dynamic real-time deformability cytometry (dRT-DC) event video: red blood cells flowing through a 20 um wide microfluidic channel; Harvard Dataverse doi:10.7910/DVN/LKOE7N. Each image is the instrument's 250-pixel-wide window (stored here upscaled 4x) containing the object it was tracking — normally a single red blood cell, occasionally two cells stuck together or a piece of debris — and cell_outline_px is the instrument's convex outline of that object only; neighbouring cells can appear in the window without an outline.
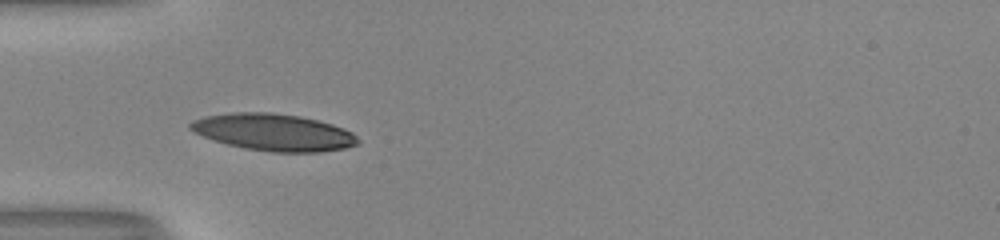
{"species": "human", "species_latin": "Homo sapiens", "temperature_condition": "room temperature", "stored_images_in_passage": 36, "camera_frame_rate_fps": 3000, "um_per_image_px": 0.085, "donor": {"sex": "male"}, "frame": {"image": 1, "passage_image": 1, "time_ms": 0.0, "image_size_px": [1000, 240], "cell_outline_px": [[360, 144], [344, 148], [320, 152], [272, 152], [244, 148], [228, 144], [192, 132], [188, 128], [188, 124], [192, 120], [204, 116], [232, 112], [272, 112], [300, 116], [332, 124], [344, 128], [352, 132], [360, 140]], "centroid_in_image_um": [23.26, 11.23], "position_along_channel_um": 61.7, "area_um2": 36.18}}
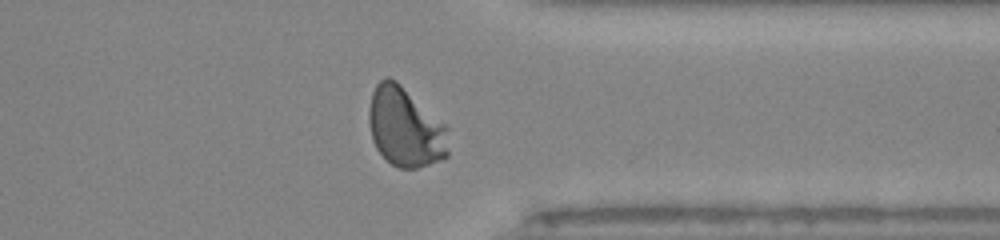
{"frame": {"image": 2, "passage_image": 25, "time_ms": 8.0, "image_size_px": [1000, 240], "cell_outline_px": [[448, 156], [428, 164], [416, 168], [400, 168], [392, 164], [376, 148], [372, 140], [368, 120], [368, 112], [372, 92], [376, 84], [384, 76], [388, 76], [396, 80], [444, 124], [448, 128]], "centroid_in_image_um": [34.42, 10.8], "position_along_channel_um": 377.0, "area_um2": 36.65}}
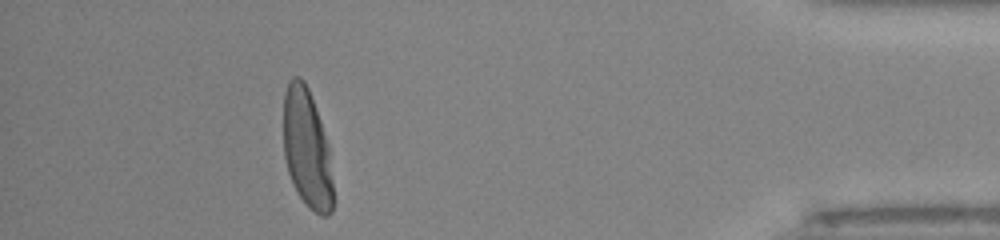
{"frame": {"image": 3, "passage_image": 31, "time_ms": 10.0, "image_size_px": [1000, 240], "cell_outline_px": [[332, 212], [328, 216], [320, 216], [308, 208], [292, 184], [288, 172], [284, 156], [284, 92], [288, 80], [292, 76], [300, 76], [304, 80], [308, 88], [320, 120], [328, 144], [332, 180]], "centroid_in_image_um": [26.07, 12.63], "position_along_channel_um": 409.1, "area_um2": 34.45}, "authors_computed_cell_mechanics": {"area_um2": 34.8823, "velocity_mm_per_s": 4.0315, "shape_relaxation_time_tau1_ms": 3.0642, "shape_relaxation_time_tau2_ms": null, "deformation_change_tau1": 0.1927, "deformation_change_tau2": null}}